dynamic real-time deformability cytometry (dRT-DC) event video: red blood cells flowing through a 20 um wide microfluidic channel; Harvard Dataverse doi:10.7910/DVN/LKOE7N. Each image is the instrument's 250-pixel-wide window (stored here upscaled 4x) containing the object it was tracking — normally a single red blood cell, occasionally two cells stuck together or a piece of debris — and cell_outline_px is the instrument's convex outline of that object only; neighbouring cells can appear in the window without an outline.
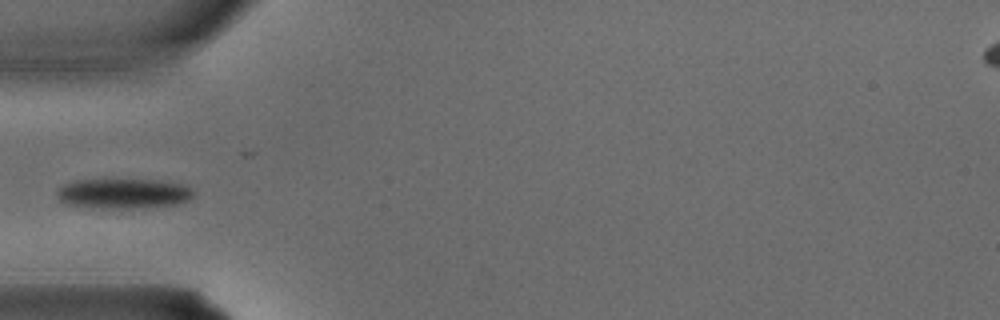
{"species": "common noctule bat (a hibernating species)", "species_latin": "Nyctalus noctula", "temperature_condition": "warm", "stored_images_in_passage": 2, "camera_frame_rate_fps": 3000, "um_per_image_px": 0.085, "animal": {"sex": "male", "body_mass_g": 15.6}, "frame": {"image": 1, "passage_image": 2, "time_ms": 0.333, "image_size_px": [1000, 320], "cell_outline_px": [[196, 192], [188, 200], [180, 204], [144, 208], [88, 208], [64, 204], [56, 196], [56, 192], [64, 184], [76, 180], [160, 180], [184, 184], [192, 188]], "centroid_in_image_um": [10.51, 16.46], "position_along_channel_um": 74.5, "area_um2": 24.33}}